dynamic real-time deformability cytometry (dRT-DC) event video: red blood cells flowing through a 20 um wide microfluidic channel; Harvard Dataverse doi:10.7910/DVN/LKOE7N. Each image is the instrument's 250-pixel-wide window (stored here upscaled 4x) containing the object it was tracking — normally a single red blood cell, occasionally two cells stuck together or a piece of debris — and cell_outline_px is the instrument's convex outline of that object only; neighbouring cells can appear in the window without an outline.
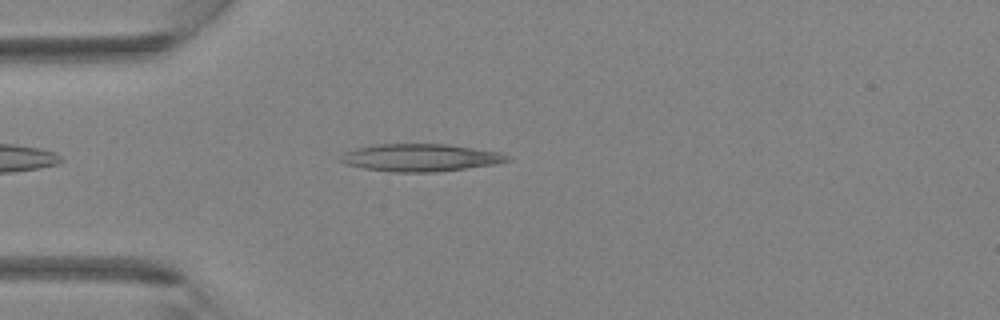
{"species": "Egyptian fruit bat (a non-hibernating species)", "species_latin": "Rousettus aegyptiacus", "temperature_condition": "room temperature", "stored_images_in_passage": 30, "camera_frame_rate_fps": 3000, "um_per_image_px": 0.085, "animal": {"sex": "female"}, "frame": {"image": 1, "passage_image": 1, "time_ms": 0.0, "image_size_px": [1000, 320], "cell_outline_px": [[512, 160], [496, 164], [436, 172], [388, 172], [364, 168], [344, 164], [336, 160], [344, 152], [356, 148], [376, 144], [448, 144], [500, 152], [508, 156]], "centroid_in_image_um": [35.7, 13.4], "position_along_channel_um": 49.3, "area_um2": 26.93}}
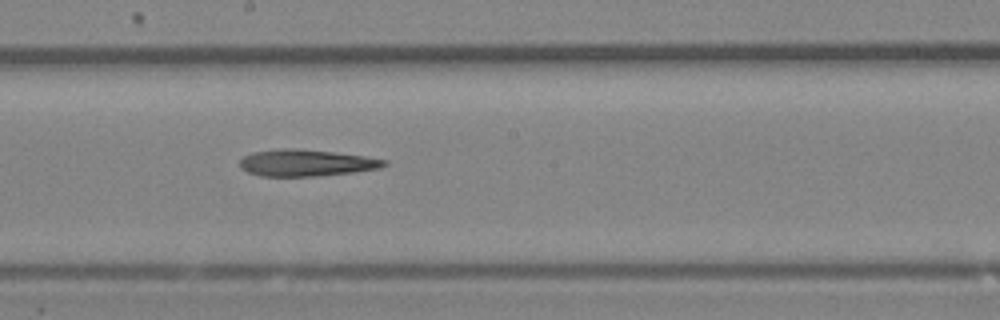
{"frame": {"image": 2, "passage_image": 12, "time_ms": 3.667, "image_size_px": [1000, 320], "cell_outline_px": [[388, 164], [380, 168], [352, 172], [316, 176], [260, 176], [248, 172], [240, 168], [240, 160], [244, 156], [252, 152], [280, 148], [296, 148], [332, 152], [364, 156], [388, 160]], "centroid_in_image_um": [26.01, 13.84], "position_along_channel_um": 222.2, "area_um2": 22.43}}
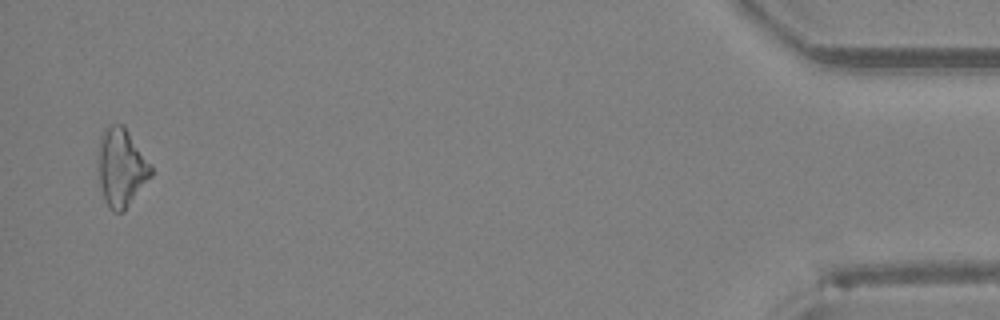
{"frame": {"image": 3, "passage_image": 29, "time_ms": 9.333, "image_size_px": [1000, 320], "cell_outline_px": [[152, 176], [124, 212], [112, 212], [104, 200], [100, 184], [100, 136], [108, 124], [124, 124], [152, 164]], "centroid_in_image_um": [10.36, 14.24], "position_along_channel_um": 424.8, "area_um2": 24.1}}